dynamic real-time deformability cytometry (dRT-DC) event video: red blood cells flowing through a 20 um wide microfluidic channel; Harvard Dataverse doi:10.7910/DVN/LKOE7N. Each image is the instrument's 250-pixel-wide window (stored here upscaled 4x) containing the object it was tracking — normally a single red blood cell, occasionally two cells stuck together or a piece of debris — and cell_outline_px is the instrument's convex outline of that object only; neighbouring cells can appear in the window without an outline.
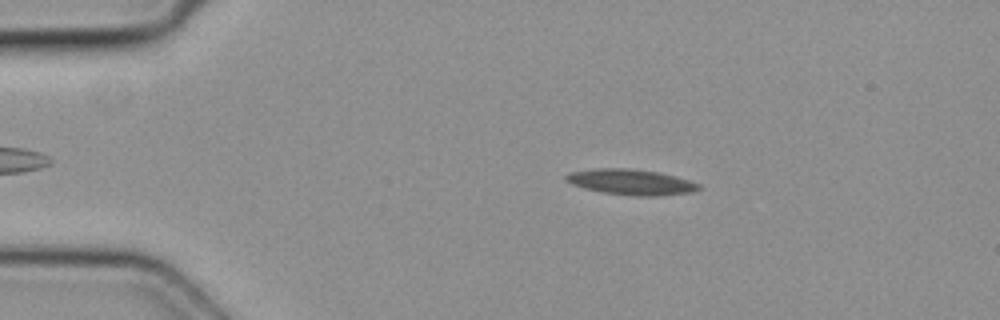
{"species": "common noctule bat (a hibernating species)", "species_latin": "Nyctalus noctula", "temperature_condition": "cold", "stored_images_in_passage": 5, "camera_frame_rate_fps": 3000, "um_per_image_px": 0.085, "animal": {"sex": "female", "body_mass_g": 19.3, "forearm_length_mm": 54.1}, "frame": {"image": 1, "passage_image": 2, "time_ms": 0.333, "image_size_px": [1000, 320], "cell_outline_px": [[700, 188], [692, 192], [656, 196], [636, 196], [600, 192], [584, 188], [572, 184], [564, 180], [564, 176], [572, 172], [596, 168], [628, 168], [656, 172], [676, 176], [700, 184]], "centroid_in_image_um": [53.61, 15.47], "position_along_channel_um": 31.4, "area_um2": 19.71}}
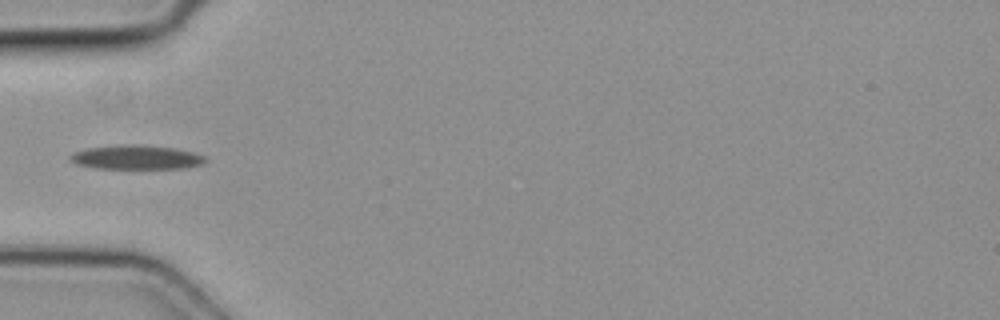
{"frame": {"image": 2, "passage_image": 4, "time_ms": 1.0, "image_size_px": [1000, 320], "cell_outline_px": [[208, 160], [200, 164], [184, 168], [96, 168], [76, 164], [68, 160], [68, 156], [76, 152], [88, 148], [172, 148], [192, 152], [204, 156]], "centroid_in_image_um": [11.59, 13.44], "position_along_channel_um": 73.4, "area_um2": 17.4}}
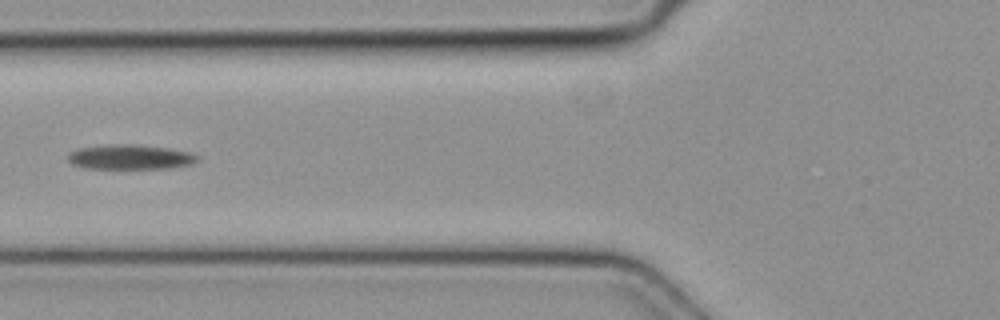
{"frame": {"image": 3, "passage_image": 5, "time_ms": 1.333, "image_size_px": [1000, 320], "cell_outline_px": [[200, 160], [192, 164], [172, 168], [84, 168], [72, 164], [68, 160], [68, 156], [72, 152], [80, 148], [108, 144], [136, 144], [168, 148], [188, 152], [200, 156]], "centroid_in_image_um": [11.11, 13.34], "position_along_channel_um": 114.7, "area_um2": 18.67}}